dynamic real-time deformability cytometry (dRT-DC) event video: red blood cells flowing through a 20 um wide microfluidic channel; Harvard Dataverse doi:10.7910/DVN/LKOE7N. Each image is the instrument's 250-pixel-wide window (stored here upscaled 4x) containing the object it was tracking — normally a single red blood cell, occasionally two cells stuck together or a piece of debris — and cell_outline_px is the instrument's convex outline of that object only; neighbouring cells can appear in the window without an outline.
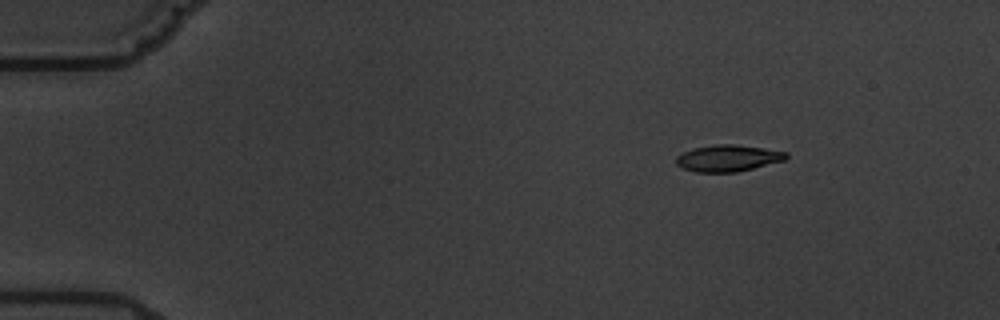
{"species": "common noctule bat (a hibernating species)", "species_latin": "Nyctalus noctula", "temperature_condition": "warm", "stored_images_in_passage": 3, "camera_frame_rate_fps": 3000, "um_per_image_px": 0.085, "animal": {"sex": "male", "body_mass_g": 19.5, "forearm_length_mm": 54.6}, "frame": {"image": 1, "passage_image": 1, "time_ms": 0.0, "image_size_px": [1000, 320], "cell_outline_px": [[788, 156], [784, 160], [736, 172], [696, 172], [684, 168], [676, 164], [676, 156], [692, 148], [716, 144], [736, 144], [764, 148], [788, 152]], "centroid_in_image_um": [61.87, 13.43], "position_along_channel_um": 23.1, "area_um2": 16.94}}
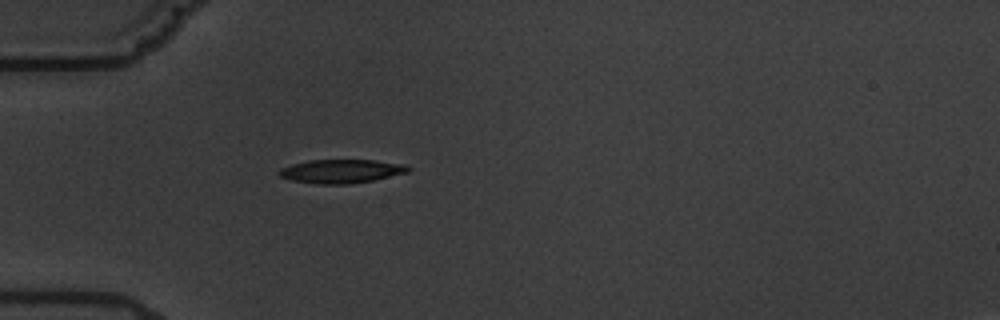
{"frame": {"image": 2, "passage_image": 3, "time_ms": 3.333, "image_size_px": [1000, 320], "cell_outline_px": [[412, 168], [408, 172], [372, 180], [348, 184], [316, 184], [292, 180], [280, 176], [276, 172], [280, 168], [292, 164], [308, 160], [372, 160], [408, 164]], "centroid_in_image_um": [29.01, 14.54], "position_along_channel_um": 56.0, "area_um2": 17.86}}